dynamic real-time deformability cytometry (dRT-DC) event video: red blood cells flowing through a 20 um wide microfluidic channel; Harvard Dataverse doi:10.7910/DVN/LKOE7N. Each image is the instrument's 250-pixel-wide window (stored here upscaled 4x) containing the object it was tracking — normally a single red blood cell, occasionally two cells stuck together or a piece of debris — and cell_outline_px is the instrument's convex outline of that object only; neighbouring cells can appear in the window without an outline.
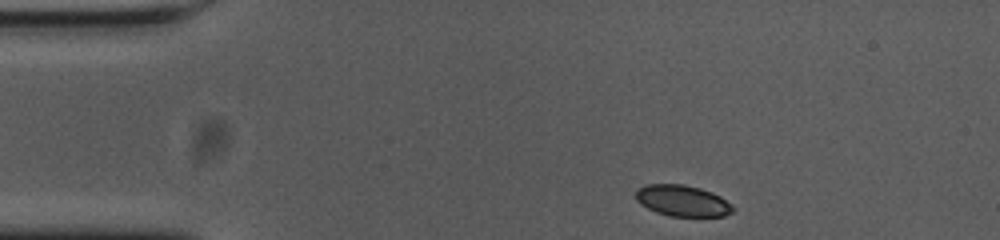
{"species": "common noctule bat (a hibernating species)", "species_latin": "Nyctalus noctula", "temperature_condition": "cold", "stored_images_in_passage": 43, "camera_frame_rate_fps": 3000, "um_per_image_px": 0.085, "animal": {"sex": "female", "body_mass_g": 23.0, "forearm_length_mm": 53.4}, "frame": {"image": 1, "passage_image": 1, "time_ms": 0.0, "image_size_px": [1000, 240], "cell_outline_px": [[736, 208], [732, 212], [724, 216], [672, 216], [656, 212], [640, 204], [636, 200], [636, 188], [648, 184], [684, 184], [700, 188], [712, 192], [720, 196], [732, 204]], "centroid_in_image_um": [58.02, 17.05], "position_along_channel_um": 27.0, "area_um2": 17.74}}
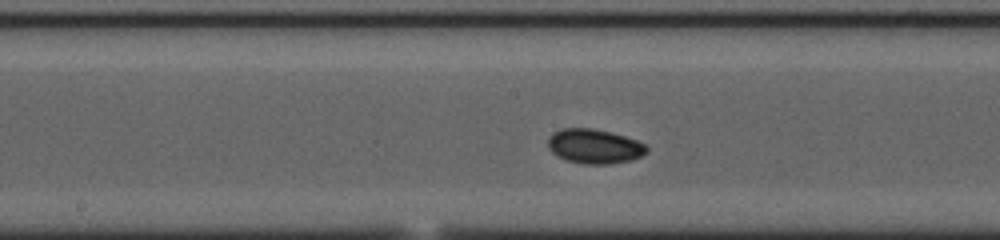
{"frame": {"image": 2, "passage_image": 20, "time_ms": 6.333, "image_size_px": [1000, 240], "cell_outline_px": [[648, 152], [640, 156], [628, 160], [608, 164], [584, 164], [568, 160], [552, 152], [548, 148], [548, 136], [552, 132], [560, 128], [592, 128], [612, 132], [636, 140], [644, 144], [648, 148]], "centroid_in_image_um": [50.5, 12.41], "position_along_channel_um": 197.7, "area_um2": 19.77}}
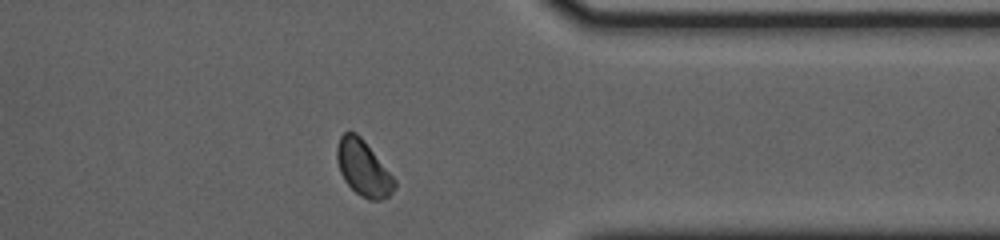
{"frame": {"image": 3, "passage_image": 36, "time_ms": 11.667, "image_size_px": [1000, 240], "cell_outline_px": [[396, 188], [388, 196], [380, 200], [368, 200], [360, 196], [344, 180], [340, 172], [336, 156], [336, 148], [340, 136], [344, 132], [356, 132], [364, 140], [396, 180]], "centroid_in_image_um": [30.88, 14.3], "position_along_channel_um": 380.5, "area_um2": 18.61}, "authors_computed_cell_mechanics": {"area_um2": 18.496, "velocity_mm_per_s": 3.6406, "shape_relaxation_time_tau1_ms": 4.7368, "shape_relaxation_time_tau2_ms": 4.8201, "deformation_change_tau1": 0.1195, "deformation_change_tau2": 0.0632}}